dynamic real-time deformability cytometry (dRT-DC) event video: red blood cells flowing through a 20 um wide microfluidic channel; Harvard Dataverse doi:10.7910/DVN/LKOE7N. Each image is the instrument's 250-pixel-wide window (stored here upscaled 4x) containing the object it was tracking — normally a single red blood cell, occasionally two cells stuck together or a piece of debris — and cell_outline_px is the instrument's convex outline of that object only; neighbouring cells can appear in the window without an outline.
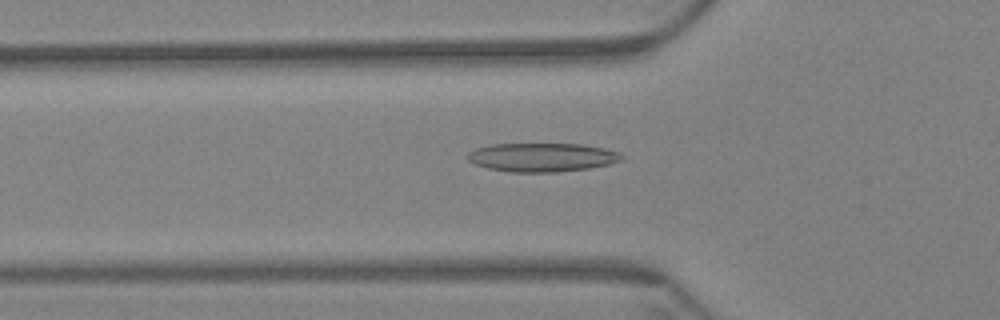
{"species": "Egyptian fruit bat (a non-hibernating species)", "species_latin": "Rousettus aegyptiacus", "temperature_condition": "warm", "stored_images_in_passage": 36, "camera_frame_rate_fps": 3000, "um_per_image_px": 0.085, "animal": {"sex": "female"}, "frame": {"image": 1, "passage_image": 4, "time_ms": 1.0, "image_size_px": [1000, 320], "cell_outline_px": [[624, 156], [620, 160], [608, 164], [588, 168], [556, 172], [508, 172], [488, 168], [476, 164], [468, 160], [468, 152], [476, 148], [492, 144], [580, 144], [604, 148], [620, 152]], "centroid_in_image_um": [46.06, 13.37], "position_along_channel_um": 79.7, "area_um2": 25.66}}
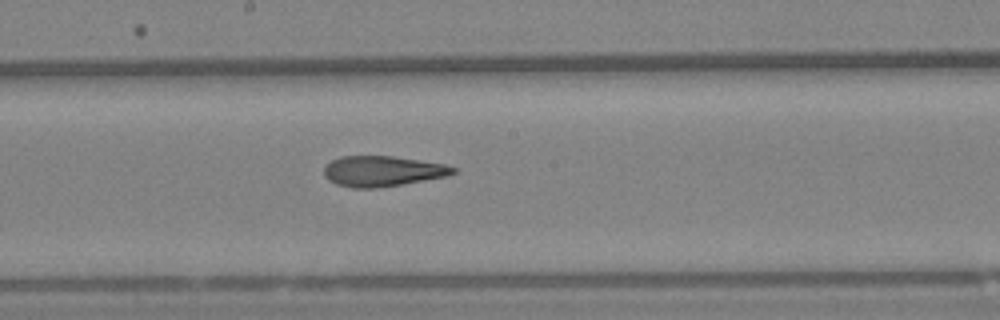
{"frame": {"image": 2, "passage_image": 16, "time_ms": 5.0, "image_size_px": [1000, 320], "cell_outline_px": [[456, 172], [444, 176], [400, 184], [376, 188], [352, 188], [336, 184], [328, 180], [324, 176], [324, 168], [332, 160], [340, 156], [392, 156], [444, 164], [456, 168]], "centroid_in_image_um": [32.45, 14.54], "position_along_channel_um": 215.8, "area_um2": 22.6}}
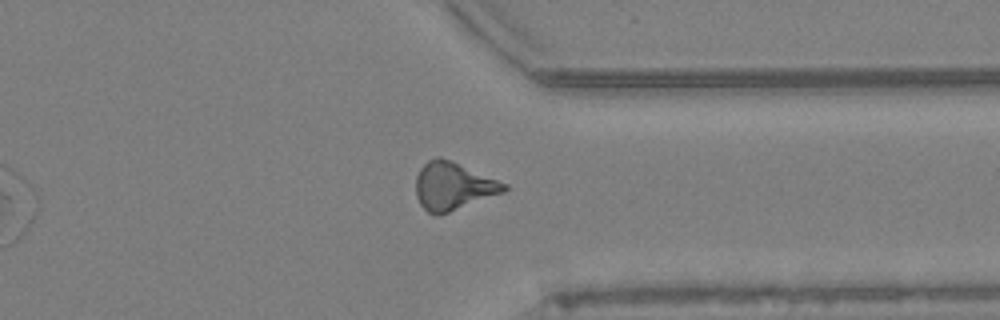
{"frame": {"image": 3, "passage_image": 30, "time_ms": 9.667, "image_size_px": [1000, 320], "cell_outline_px": [[508, 188], [504, 192], [448, 212], [428, 212], [420, 204], [416, 196], [416, 176], [420, 168], [428, 160], [436, 156], [440, 156], [452, 160], [508, 184]], "centroid_in_image_um": [38.52, 15.77], "position_along_channel_um": 372.9, "area_um2": 24.28}, "authors_computed_cell_mechanics": {"area_um2": 23.0622, "velocity_mm_per_s": 3.4071, "shape_relaxation_time_tau1_ms": null, "shape_relaxation_time_tau2_ms": 3.2793, "deformation_change_tau1": null, "deformation_change_tau2": 0.114}}